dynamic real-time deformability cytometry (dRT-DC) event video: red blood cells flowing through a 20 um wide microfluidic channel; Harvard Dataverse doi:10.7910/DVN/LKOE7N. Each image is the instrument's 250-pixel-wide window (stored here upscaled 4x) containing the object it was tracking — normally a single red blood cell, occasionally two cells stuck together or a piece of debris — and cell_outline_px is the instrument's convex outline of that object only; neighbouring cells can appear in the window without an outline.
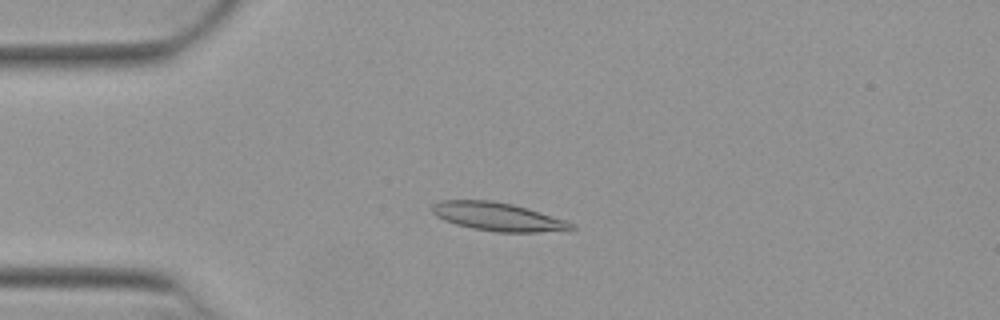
{"species": "Egyptian fruit bat (a non-hibernating species)", "species_latin": "Rousettus aegyptiacus", "temperature_condition": "warm", "stored_images_in_passage": 52, "camera_frame_rate_fps": 3000, "um_per_image_px": 0.085, "animal": {"sex": "female"}, "frame": {"image": 1, "passage_image": 13, "time_ms": 4.0, "image_size_px": [1000, 320], "cell_outline_px": [[576, 228], [568, 232], [496, 232], [472, 228], [456, 224], [444, 220], [436, 216], [432, 212], [432, 204], [440, 200], [492, 200], [512, 204], [564, 220], [572, 224]], "centroid_in_image_um": [42.32, 18.43], "position_along_channel_um": 42.7, "area_um2": 23.0}}
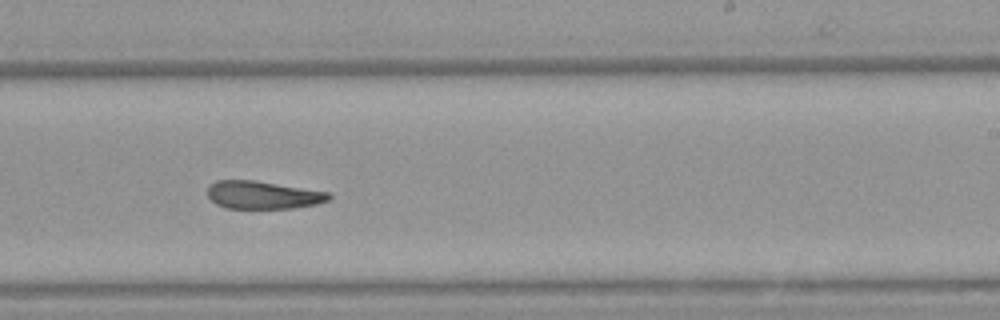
{"frame": {"image": 2, "passage_image": 32, "time_ms": 10.333, "image_size_px": [1000, 320], "cell_outline_px": [[332, 196], [328, 200], [316, 204], [292, 208], [224, 208], [216, 204], [208, 196], [208, 184], [216, 180], [252, 180], [328, 192]], "centroid_in_image_um": [22.3, 16.57], "position_along_channel_um": 266.7, "area_um2": 19.54}}
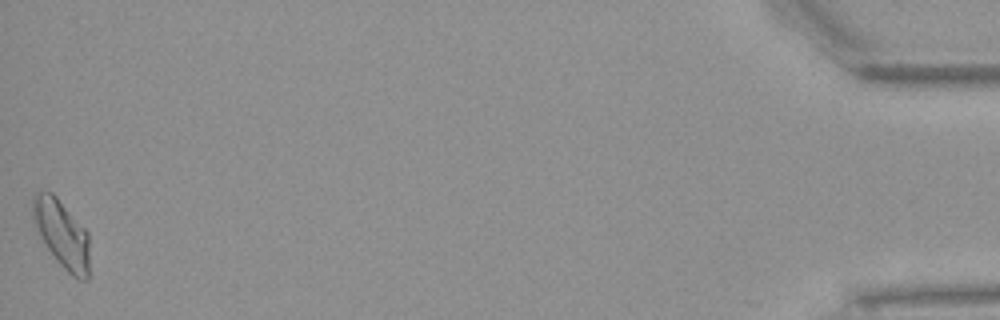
{"frame": {"image": 3, "passage_image": 52, "time_ms": 17.0, "image_size_px": [1000, 320], "cell_outline_px": [[88, 280], [80, 280], [72, 276], [56, 260], [40, 236], [32, 220], [32, 200], [36, 192], [52, 192], [56, 196], [88, 232]], "centroid_in_image_um": [5.24, 19.88], "position_along_channel_um": 430.0, "area_um2": 22.14}, "authors_computed_cell_mechanics": {"area_um2": 21.2993, "velocity_mm_per_s": 3.9168, "shape_relaxation_time_tau1_ms": null, "shape_relaxation_time_tau2_ms": 4.1832, "deformation_change_tau1": null, "deformation_change_tau2": 0.1317}}